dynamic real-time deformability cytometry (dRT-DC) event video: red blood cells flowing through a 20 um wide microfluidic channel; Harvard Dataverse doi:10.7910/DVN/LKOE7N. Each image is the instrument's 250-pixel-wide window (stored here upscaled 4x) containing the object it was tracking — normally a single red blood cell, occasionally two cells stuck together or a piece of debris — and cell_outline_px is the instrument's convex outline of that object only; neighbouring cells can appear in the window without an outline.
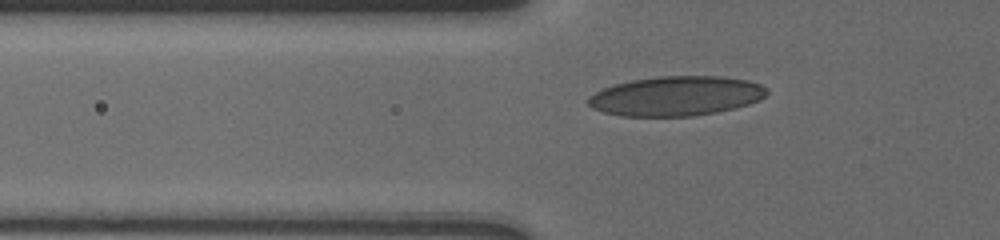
{"species": "human", "species_latin": "Homo sapiens", "temperature_condition": "cold", "stored_images_in_passage": 18, "camera_frame_rate_fps": 3000, "um_per_image_px": 0.085, "donor": {"sex": "male"}, "frame": {"image": 1, "passage_image": 17, "time_ms": 3.333, "image_size_px": [1000, 240], "cell_outline_px": [[768, 92], [760, 100], [748, 104], [716, 112], [692, 116], [620, 116], [604, 112], [592, 108], [588, 104], [588, 96], [612, 84], [632, 80], [660, 76], [724, 76], [748, 80], [760, 84], [768, 88]], "centroid_in_image_um": [57.47, 8.15], "position_along_channel_um": 68.3, "area_um2": 41.27}}